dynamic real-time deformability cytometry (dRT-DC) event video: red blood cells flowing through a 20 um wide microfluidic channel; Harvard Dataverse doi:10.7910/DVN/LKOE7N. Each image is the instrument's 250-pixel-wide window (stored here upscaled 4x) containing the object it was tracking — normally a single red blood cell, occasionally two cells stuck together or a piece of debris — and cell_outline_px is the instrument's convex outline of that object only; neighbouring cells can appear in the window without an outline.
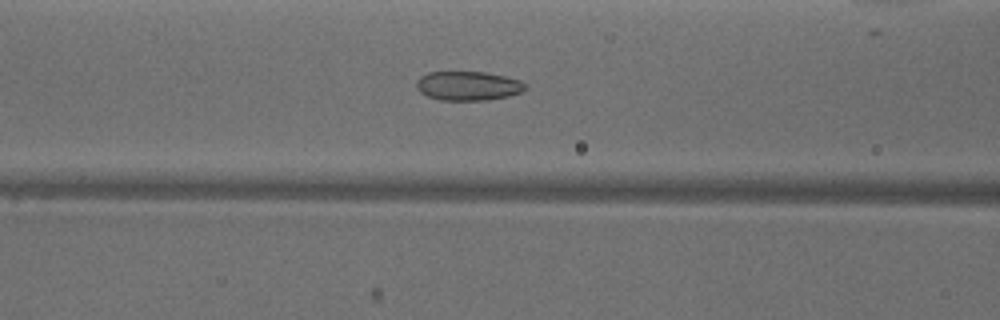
{"species": "common noctule bat (a hibernating species)", "species_latin": "Nyctalus noctula", "temperature_condition": "warm", "stored_images_in_passage": 50, "camera_frame_rate_fps": 3000, "um_per_image_px": 0.085, "animal": {"sex": "male", "body_mass_g": 18.8}, "frame": {"image": 1, "passage_image": 19, "time_ms": 6.0, "image_size_px": [1000, 320], "cell_outline_px": [[528, 88], [524, 92], [508, 96], [488, 100], [440, 100], [428, 96], [420, 92], [416, 88], [416, 80], [420, 76], [428, 72], [484, 72], [504, 76], [520, 80]], "centroid_in_image_um": [39.79, 7.3], "position_along_channel_um": 126.8, "area_um2": 18.61}}
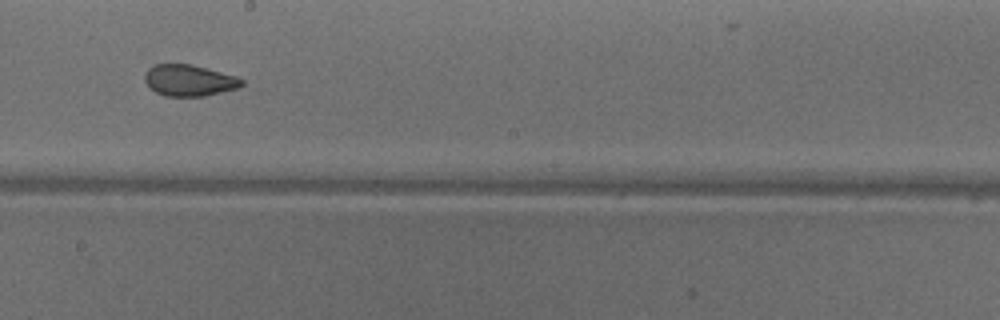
{"frame": {"image": 2, "passage_image": 27, "time_ms": 8.667, "image_size_px": [1000, 320], "cell_outline_px": [[244, 84], [240, 88], [204, 96], [168, 96], [156, 92], [144, 80], [144, 72], [148, 68], [156, 64], [192, 64], [208, 68], [236, 76], [244, 80]], "centroid_in_image_um": [16.11, 6.82], "position_along_channel_um": 232.1, "area_um2": 17.8}}
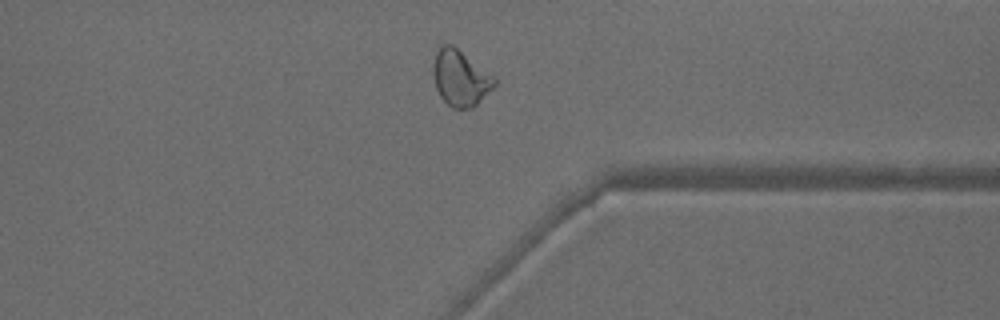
{"frame": {"image": 3, "passage_image": 38, "time_ms": 12.333, "image_size_px": [1000, 320], "cell_outline_px": [[496, 84], [472, 108], [452, 108], [440, 96], [436, 88], [432, 72], [432, 68], [436, 52], [440, 44], [452, 44], [492, 76], [496, 80]], "centroid_in_image_um": [39.08, 6.62], "position_along_channel_um": 372.3, "area_um2": 19.54}, "authors_computed_cell_mechanics": {"area_um2": 20.6057, "velocity_mm_per_s": 3.9453, "shape_relaxation_time_tau1_ms": null, "shape_relaxation_time_tau2_ms": 1.4187, "deformation_change_tau1": null, "deformation_change_tau2": 0.0779}}